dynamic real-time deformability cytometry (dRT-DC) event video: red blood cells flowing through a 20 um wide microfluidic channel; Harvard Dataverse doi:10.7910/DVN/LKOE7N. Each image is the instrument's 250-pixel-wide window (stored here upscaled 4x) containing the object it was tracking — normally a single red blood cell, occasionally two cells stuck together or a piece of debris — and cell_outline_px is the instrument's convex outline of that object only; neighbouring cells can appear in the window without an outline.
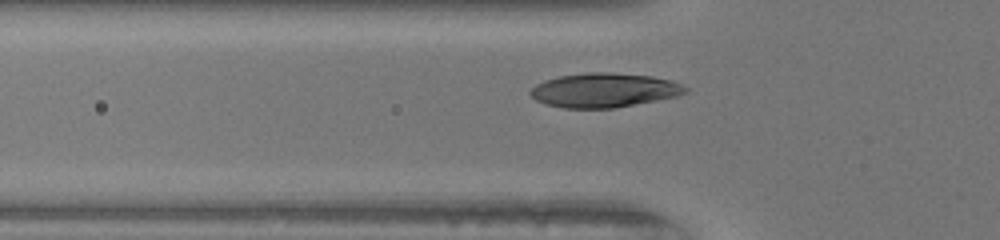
{"species": "human", "species_latin": "Homo sapiens", "temperature_condition": "warm", "stored_images_in_passage": 32, "camera_frame_rate_fps": 3000, "um_per_image_px": 0.085, "donor": {"sex": "female"}, "frame": {"image": 1, "passage_image": 7, "time_ms": 2.0, "image_size_px": [1000, 240], "cell_outline_px": [[688, 92], [676, 96], [656, 100], [612, 108], [564, 108], [544, 104], [536, 100], [528, 92], [536, 84], [544, 80], [560, 76], [588, 72], [604, 72], [652, 76], [672, 80], [688, 88]], "centroid_in_image_um": [51.33, 7.66], "position_along_channel_um": 74.5, "area_um2": 30.81}}
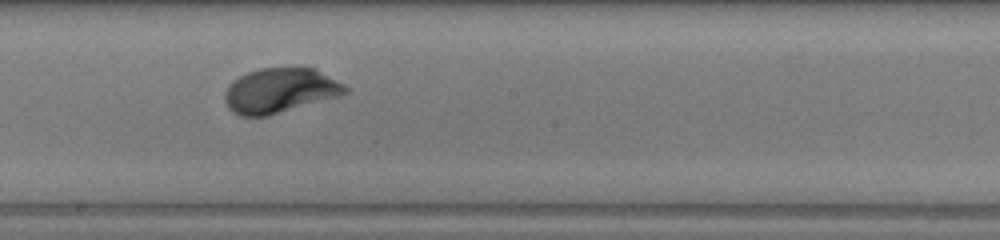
{"frame": {"image": 2, "passage_image": 18, "time_ms": 5.667, "image_size_px": [1000, 240], "cell_outline_px": [[348, 92], [340, 96], [268, 116], [240, 116], [232, 112], [228, 108], [224, 100], [224, 92], [228, 84], [240, 76], [248, 72], [260, 68], [316, 68], [344, 84], [348, 88]], "centroid_in_image_um": [23.79, 7.7], "position_along_channel_um": 224.4, "area_um2": 31.62}}
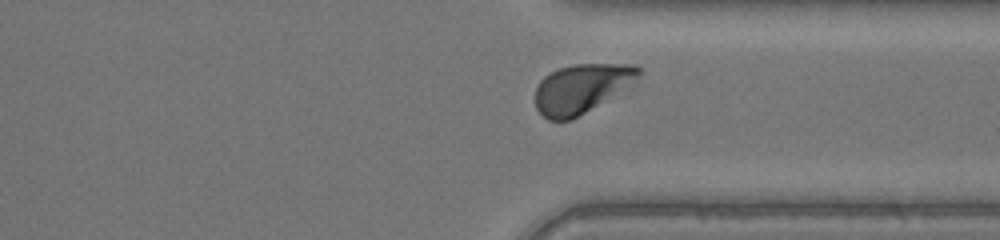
{"frame": {"image": 3, "passage_image": 28, "time_ms": 9.0, "image_size_px": [1000, 240], "cell_outline_px": [[644, 72], [572, 120], [548, 120], [536, 108], [536, 88], [540, 80], [544, 76], [560, 68], [572, 64], [636, 64]], "centroid_in_image_um": [49.34, 7.49], "position_along_channel_um": 362.1, "area_um2": 28.38}, "authors_computed_cell_mechanics": {"area_um2": 31.0675, "velocity_mm_per_s": 4.0946, "shape_relaxation_time_tau1_ms": 1.6791, "shape_relaxation_time_tau2_ms": null, "deformation_change_tau1": 0.1481, "deformation_change_tau2": null}}